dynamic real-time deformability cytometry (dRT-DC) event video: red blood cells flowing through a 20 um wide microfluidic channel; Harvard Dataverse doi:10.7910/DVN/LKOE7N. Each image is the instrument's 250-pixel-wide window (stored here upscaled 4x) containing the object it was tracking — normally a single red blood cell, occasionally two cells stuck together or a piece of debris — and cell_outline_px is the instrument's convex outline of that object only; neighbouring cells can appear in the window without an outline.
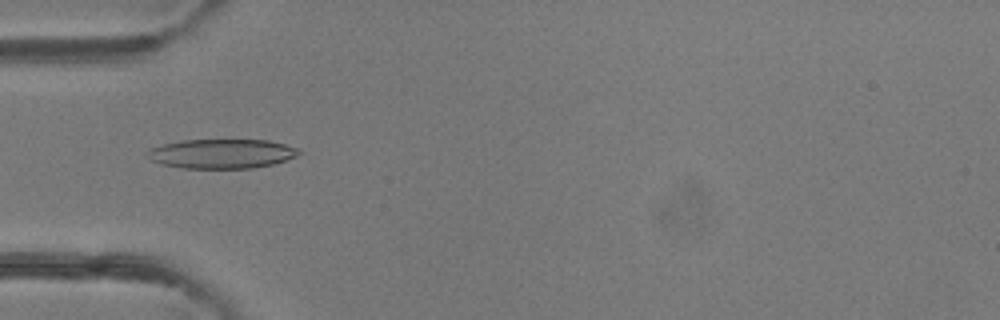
{"species": "common noctule bat (a hibernating species)", "species_latin": "Nyctalus noctula", "temperature_condition": "room temperature", "stored_images_in_passage": 49, "camera_frame_rate_fps": 3000, "um_per_image_px": 0.085, "animal": {"sex": "female"}, "frame": {"image": 1, "passage_image": 16, "time_ms": 5.0, "image_size_px": [1000, 320], "cell_outline_px": [[300, 152], [296, 156], [272, 164], [252, 168], [184, 168], [160, 164], [144, 156], [144, 152], [148, 148], [180, 140], [268, 140], [284, 144], [296, 148]], "centroid_in_image_um": [18.75, 13.06], "position_along_channel_um": 66.3, "area_um2": 25.95}}
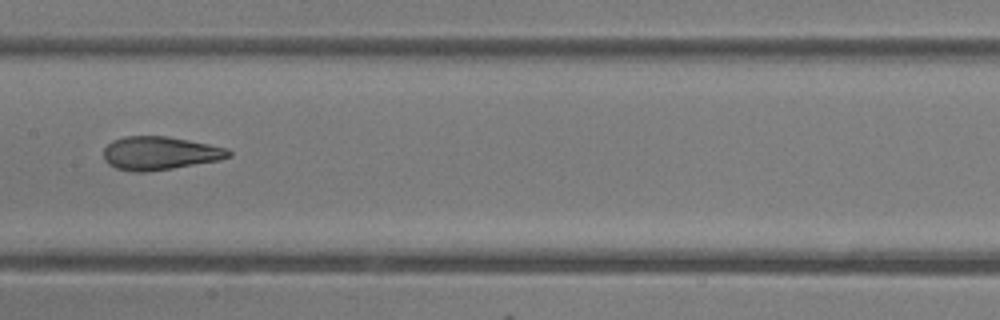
{"frame": {"image": 2, "passage_image": 25, "time_ms": 8.0, "image_size_px": [1000, 320], "cell_outline_px": [[232, 156], [220, 160], [172, 168], [144, 172], [136, 172], [116, 168], [108, 164], [104, 160], [104, 148], [112, 140], [124, 136], [168, 136], [228, 148], [232, 152]], "centroid_in_image_um": [13.59, 13.01], "position_along_channel_um": 193.8, "area_um2": 24.33}}
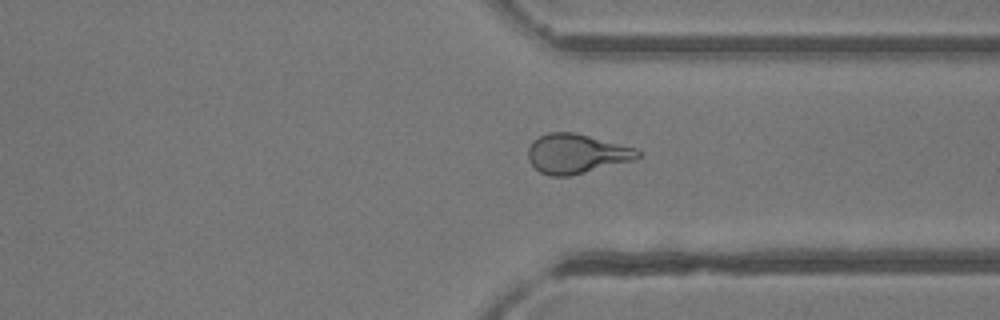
{"frame": {"image": 3, "passage_image": 37, "time_ms": 12.0, "image_size_px": [1000, 320], "cell_outline_px": [[640, 156], [636, 160], [568, 176], [548, 176], [540, 172], [528, 160], [528, 148], [532, 140], [548, 132], [576, 132], [636, 148], [640, 152]], "centroid_in_image_um": [48.99, 13.06], "position_along_channel_um": 362.4, "area_um2": 25.37}, "authors_computed_cell_mechanics": {"area_um2": 25.3742, "velocity_mm_per_s": 4.2286, "shape_relaxation_time_tau1_ms": 9.9607, "shape_relaxation_time_tau2_ms": 1.3395, "deformation_change_tau1": 0.3112, "deformation_change_tau2": 0.0906}}